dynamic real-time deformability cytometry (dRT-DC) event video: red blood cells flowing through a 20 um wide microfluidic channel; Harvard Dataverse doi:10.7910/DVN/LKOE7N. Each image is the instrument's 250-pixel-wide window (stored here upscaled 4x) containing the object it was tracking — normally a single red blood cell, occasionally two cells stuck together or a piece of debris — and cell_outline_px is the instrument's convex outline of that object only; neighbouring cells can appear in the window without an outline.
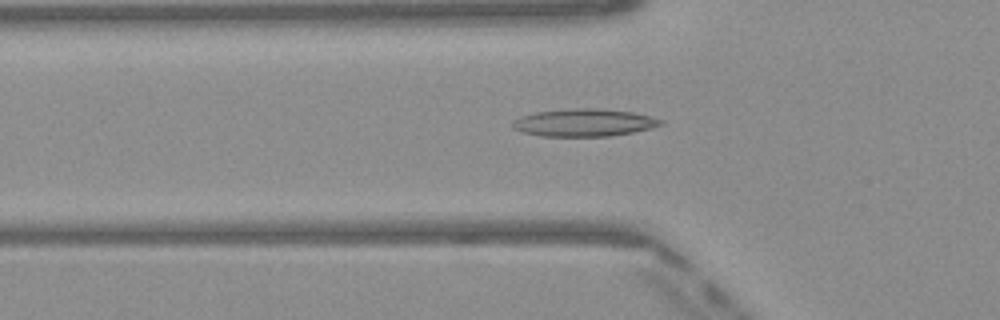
{"species": "Egyptian fruit bat (a non-hibernating species)", "species_latin": "Rousettus aegyptiacus", "temperature_condition": "warm", "stored_images_in_passage": 29, "camera_frame_rate_fps": 3000, "um_per_image_px": 0.085, "frame": {"image": 1, "passage_image": 3, "time_ms": 0.667, "image_size_px": [1000, 320], "cell_outline_px": [[664, 124], [652, 128], [632, 132], [608, 136], [540, 136], [520, 132], [512, 128], [512, 120], [520, 116], [536, 112], [572, 108], [596, 108], [632, 112], [664, 120]], "centroid_in_image_um": [49.6, 10.42], "position_along_channel_um": 76.2, "area_um2": 23.87}}
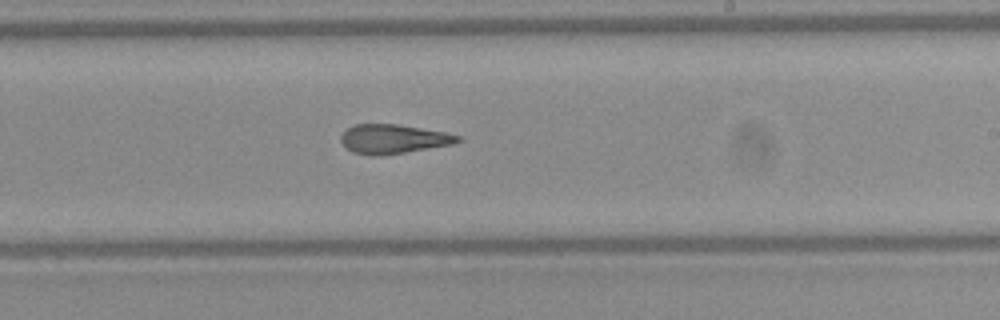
{"frame": {"image": 2, "passage_image": 16, "time_ms": 5.0, "image_size_px": [1000, 320], "cell_outline_px": [[464, 140], [452, 144], [380, 156], [372, 156], [352, 152], [344, 148], [340, 140], [340, 136], [352, 124], [396, 124], [444, 132], [460, 136]], "centroid_in_image_um": [33.38, 11.82], "position_along_channel_um": 255.6, "area_um2": 19.88}}
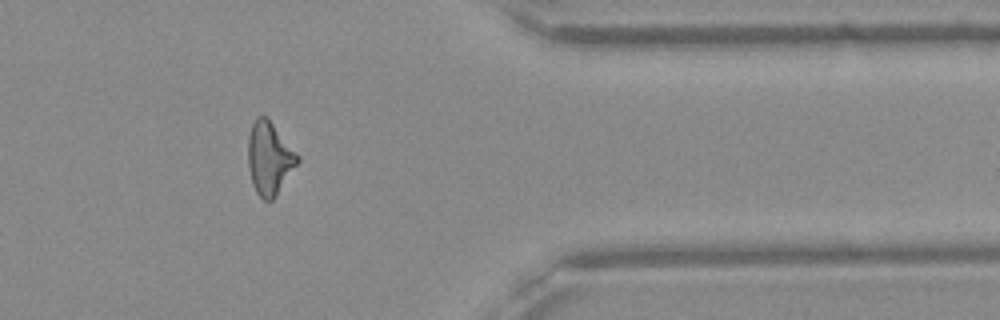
{"frame": {"image": 3, "passage_image": 27, "time_ms": 8.667, "image_size_px": [1000, 320], "cell_outline_px": [[300, 160], [276, 196], [272, 200], [264, 200], [256, 192], [252, 184], [248, 168], [248, 136], [252, 124], [256, 116], [268, 116], [300, 156]], "centroid_in_image_um": [22.9, 13.42], "position_along_channel_um": 388.5, "area_um2": 21.27}, "authors_computed_cell_mechanics": {"area_um2": 20.7502, "velocity_mm_per_s": 4.1068, "shape_relaxation_time_tau1_ms": null, "shape_relaxation_time_tau2_ms": 2.958, "deformation_change_tau1": null, "deformation_change_tau2": 0.1422}}